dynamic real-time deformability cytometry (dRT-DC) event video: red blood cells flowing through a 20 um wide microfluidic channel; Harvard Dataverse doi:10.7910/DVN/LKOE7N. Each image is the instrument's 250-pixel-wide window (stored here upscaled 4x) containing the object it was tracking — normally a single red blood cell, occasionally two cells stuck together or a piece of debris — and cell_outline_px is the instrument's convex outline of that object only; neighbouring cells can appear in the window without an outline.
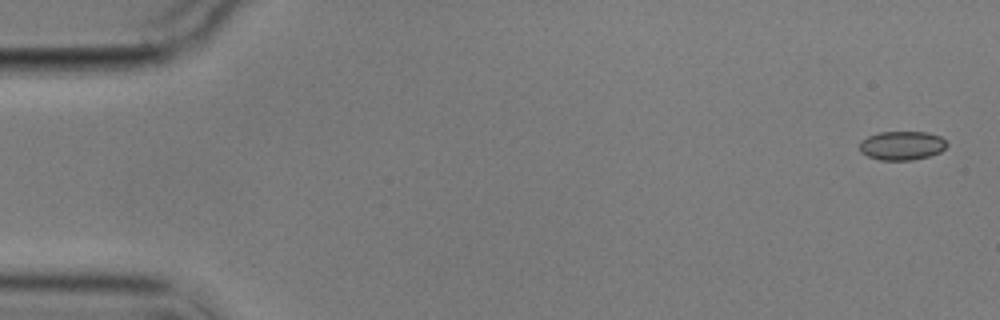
{"species": "common noctule bat (a hibernating species)", "species_latin": "Nyctalus noctula", "temperature_condition": "cold", "stored_images_in_passage": 6, "camera_frame_rate_fps": 3000, "um_per_image_px": 0.085, "animal": {"sex": "male", "body_mass_g": 17.9}, "frame": {"image": 1, "passage_image": 1, "time_ms": 0.0, "image_size_px": [1000, 320], "cell_outline_px": [[948, 144], [940, 152], [928, 156], [912, 160], [880, 160], [868, 156], [860, 152], [860, 140], [868, 136], [880, 132], [928, 132], [940, 136]], "centroid_in_image_um": [76.65, 12.37], "position_along_channel_um": 8.4, "area_um2": 14.68}}
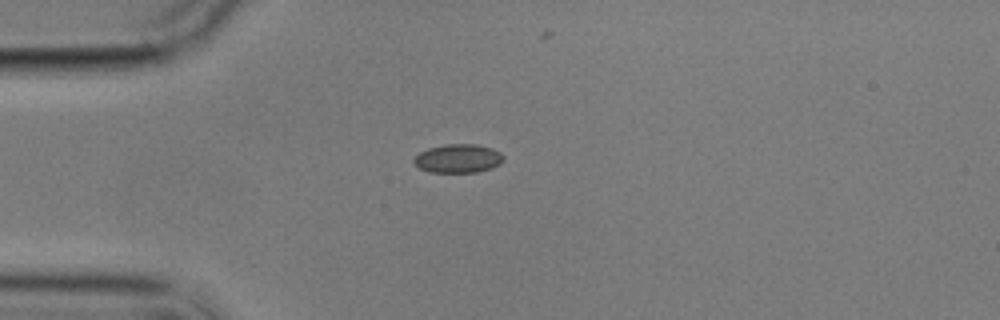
{"frame": {"image": 2, "passage_image": 5, "time_ms": 4.333, "image_size_px": [1000, 320], "cell_outline_px": [[504, 160], [500, 164], [492, 168], [476, 172], [428, 172], [420, 168], [412, 160], [420, 152], [428, 148], [444, 144], [476, 144], [492, 148], [500, 152], [504, 156]], "centroid_in_image_um": [38.96, 13.46], "position_along_channel_um": 46.0, "area_um2": 15.03}}
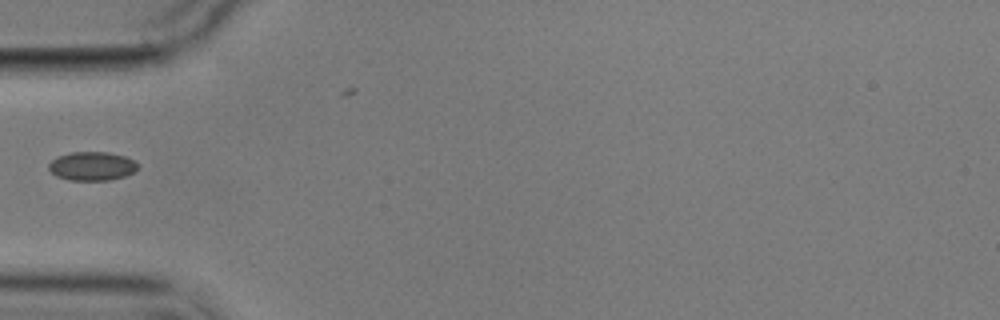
{"frame": {"image": 3, "passage_image": 6, "time_ms": 5.667, "image_size_px": [1000, 320], "cell_outline_px": [[140, 164], [132, 172], [124, 176], [112, 180], [68, 180], [56, 176], [48, 168], [48, 164], [56, 156], [72, 152], [108, 152], [124, 156]], "centroid_in_image_um": [7.79, 14.12], "position_along_channel_um": 77.2, "area_um2": 14.91}}